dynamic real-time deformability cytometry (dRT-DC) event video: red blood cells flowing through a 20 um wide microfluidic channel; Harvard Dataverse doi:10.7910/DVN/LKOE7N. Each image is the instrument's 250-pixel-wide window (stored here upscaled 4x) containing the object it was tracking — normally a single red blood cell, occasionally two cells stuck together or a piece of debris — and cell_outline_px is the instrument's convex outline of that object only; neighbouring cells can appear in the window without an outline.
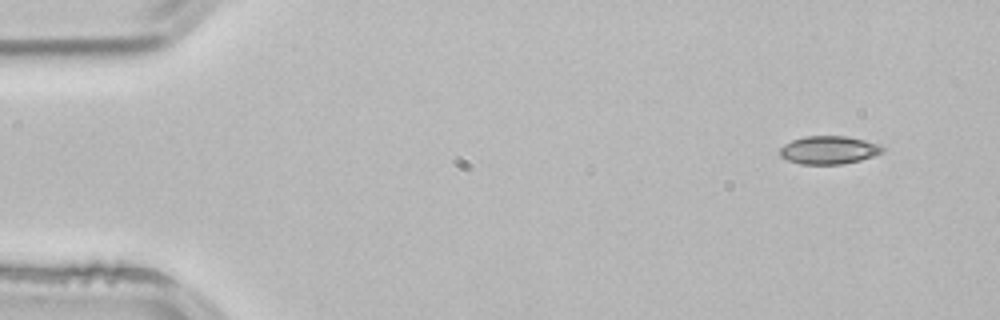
{"species": "common noctule bat (a hibernating species)", "species_latin": "Nyctalus noctula", "temperature_condition": "room temperature", "stored_images_in_passage": 4, "segment_of_instrument_passage": [1, 2], "camera_frame_rate_fps": 3000, "um_per_image_px": 0.085, "animal": {"sex": "male", "body_mass_g": 21.5, "forearm_length_mm": 52.0}, "frame": {"image": 1, "passage_image": 1, "time_ms": 0.0, "image_size_px": [1000, 320], "cell_outline_px": [[884, 152], [860, 160], [840, 164], [800, 164], [788, 160], [780, 156], [780, 148], [784, 144], [792, 140], [804, 136], [848, 136], [880, 144], [884, 148]], "centroid_in_image_um": [70.45, 12.74], "position_along_channel_um": 14.6, "area_um2": 16.82}}